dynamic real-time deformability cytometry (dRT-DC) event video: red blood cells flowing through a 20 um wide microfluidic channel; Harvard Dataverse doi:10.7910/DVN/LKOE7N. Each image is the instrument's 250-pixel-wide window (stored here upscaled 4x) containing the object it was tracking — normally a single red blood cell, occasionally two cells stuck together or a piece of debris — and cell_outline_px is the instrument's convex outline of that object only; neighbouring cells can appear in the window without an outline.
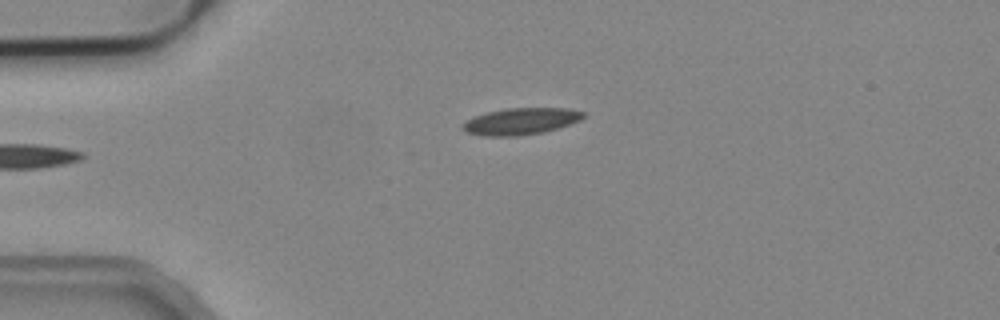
{"species": "common noctule bat (a hibernating species)", "species_latin": "Nyctalus noctula", "temperature_condition": "cold", "stored_images_in_passage": 4, "camera_frame_rate_fps": 3000, "um_per_image_px": 0.085, "animal": {"sex": "male", "body_mass_g": 19.2, "forearm_length_mm": 51.8}, "frame": {"image": 1, "passage_image": 1, "time_ms": 0.0, "image_size_px": [1000, 320], "cell_outline_px": [[584, 116], [580, 120], [544, 132], [516, 136], [480, 136], [468, 132], [460, 128], [460, 124], [476, 116], [488, 112], [508, 108], [568, 108], [584, 112]], "centroid_in_image_um": [44.24, 10.31], "position_along_channel_um": 40.8, "area_um2": 18.61}}